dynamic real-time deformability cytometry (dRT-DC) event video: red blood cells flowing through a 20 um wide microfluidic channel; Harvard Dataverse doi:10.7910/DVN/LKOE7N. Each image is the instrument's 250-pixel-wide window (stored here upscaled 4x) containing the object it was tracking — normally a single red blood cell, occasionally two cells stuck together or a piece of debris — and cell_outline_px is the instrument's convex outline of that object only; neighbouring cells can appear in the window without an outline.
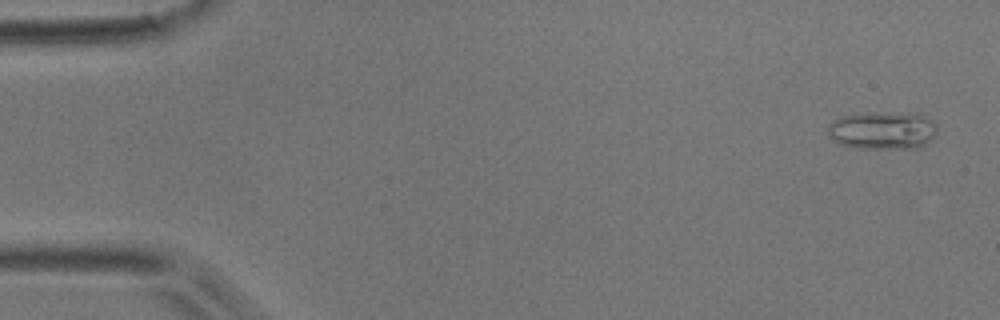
{"species": "common noctule bat (a hibernating species)", "species_latin": "Nyctalus noctula", "temperature_condition": "room temperature", "stored_images_in_passage": 53, "camera_frame_rate_fps": 3000, "um_per_image_px": 0.085, "animal": {"sex": "male", "body_mass_g": 17.9}, "frame": {"image": 1, "passage_image": 3, "time_ms": 0.667, "image_size_px": [1000, 320], "cell_outline_px": [[936, 136], [924, 144], [916, 148], [860, 148], [840, 144], [828, 132], [828, 124], [840, 116], [872, 112], [916, 112], [928, 116], [936, 124]], "centroid_in_image_um": [75.08, 11.05], "position_along_channel_um": 9.9, "area_um2": 24.33}}
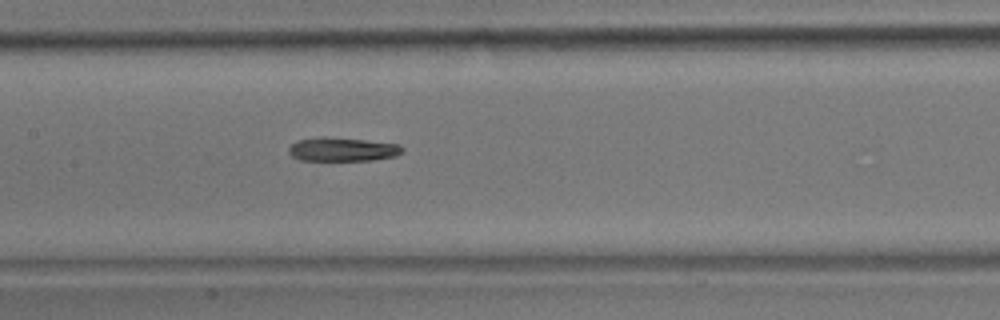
{"frame": {"image": 2, "passage_image": 26, "time_ms": 8.333, "image_size_px": [1000, 320], "cell_outline_px": [[404, 152], [396, 156], [372, 160], [300, 160], [292, 156], [288, 152], [288, 148], [296, 140], [324, 136], [364, 140], [396, 144], [404, 148]], "centroid_in_image_um": [29.09, 12.69], "position_along_channel_um": 178.3, "area_um2": 15.72}}
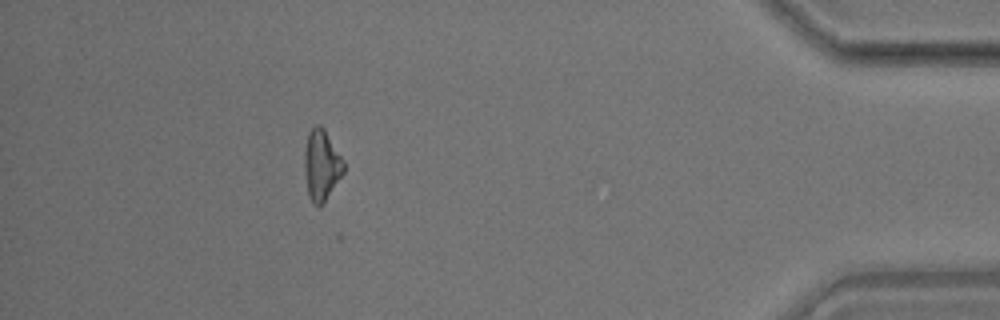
{"frame": {"image": 3, "passage_image": 48, "time_ms": 15.667, "image_size_px": [1000, 320], "cell_outline_px": [[344, 172], [324, 200], [320, 204], [312, 204], [308, 196], [304, 172], [304, 152], [308, 132], [316, 124], [320, 124], [324, 128], [344, 160]], "centroid_in_image_um": [27.31, 13.98], "position_along_channel_um": 407.9, "area_um2": 16.07}}